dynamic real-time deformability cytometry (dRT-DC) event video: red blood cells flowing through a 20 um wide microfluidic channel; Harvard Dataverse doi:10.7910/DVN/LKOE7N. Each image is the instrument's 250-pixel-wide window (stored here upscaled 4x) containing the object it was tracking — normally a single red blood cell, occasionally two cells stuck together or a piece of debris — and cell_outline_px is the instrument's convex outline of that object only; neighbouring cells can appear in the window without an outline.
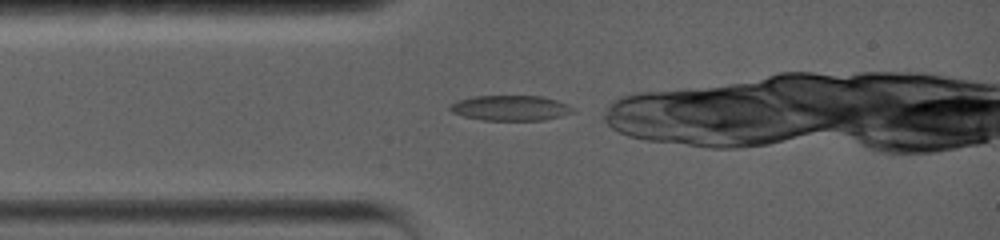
{"species": "common noctule bat (a hibernating species)", "species_latin": "Nyctalus noctula", "temperature_condition": "warm", "stored_images_in_passage": 26, "camera_frame_rate_fps": 5000, "um_per_image_px": 0.085, "animal": {"sex": "female", "body_mass_g": 19.0, "forearm_length_mm": 56.7}, "frame": {"image": 1, "passage_image": 1, "time_ms": 0.0, "image_size_px": [1000, 240], "cell_outline_px": [[576, 112], [544, 120], [480, 120], [464, 116], [452, 112], [448, 108], [452, 104], [460, 100], [476, 96], [544, 96], [568, 104], [576, 108]], "centroid_in_image_um": [43.46, 9.18], "position_along_channel_um": 41.5, "area_um2": 18.09}}
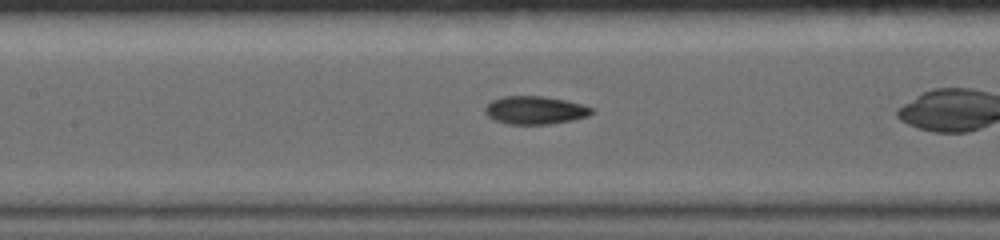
{"frame": {"image": 2, "passage_image": 10, "time_ms": 3.4, "image_size_px": [1000, 240], "cell_outline_px": [[592, 112], [588, 116], [572, 120], [548, 124], [508, 124], [496, 120], [488, 116], [484, 112], [484, 108], [492, 100], [504, 96], [544, 96], [564, 100], [580, 104], [592, 108]], "centroid_in_image_um": [45.45, 9.36], "position_along_channel_um": 162.0, "area_um2": 17.22}}
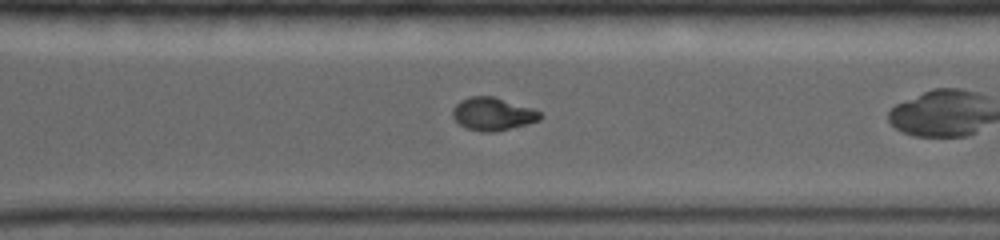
{"frame": {"image": 3, "passage_image": 22, "time_ms": 8.0, "image_size_px": [1000, 240], "cell_outline_px": [[540, 120], [528, 124], [492, 132], [480, 132], [468, 128], [460, 124], [452, 116], [452, 108], [460, 100], [472, 96], [492, 96], [532, 108], [540, 112]], "centroid_in_image_um": [41.86, 9.68], "position_along_channel_um": 328.7, "area_um2": 16.59}}